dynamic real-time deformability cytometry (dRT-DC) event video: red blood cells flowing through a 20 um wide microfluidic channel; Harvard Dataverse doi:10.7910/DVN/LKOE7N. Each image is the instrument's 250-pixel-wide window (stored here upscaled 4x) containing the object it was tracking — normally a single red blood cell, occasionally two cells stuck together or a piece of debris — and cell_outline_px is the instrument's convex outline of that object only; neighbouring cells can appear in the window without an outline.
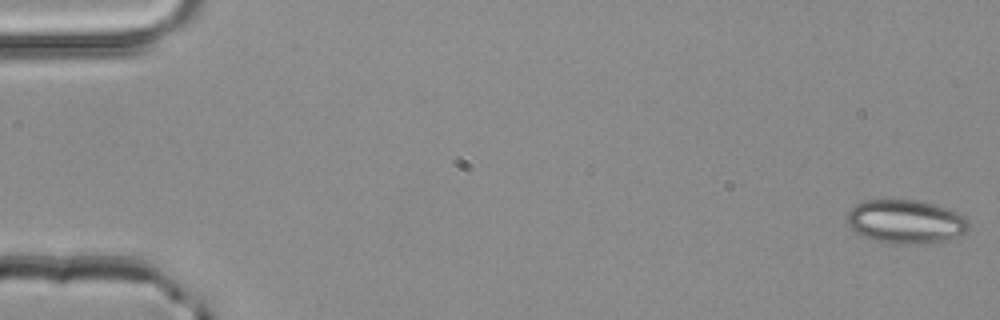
{"species": "common noctule bat (a hibernating species)", "species_latin": "Nyctalus noctula", "temperature_condition": "room temperature", "stored_images_in_passage": 48, "camera_frame_rate_fps": 3000, "um_per_image_px": 0.085, "animal": {"sex": "male", "body_mass_g": 20.4}, "frame": {"image": 1, "passage_image": 1, "time_ms": 0.0, "image_size_px": [1000, 320], "cell_outline_px": [[968, 232], [944, 240], [924, 244], [896, 244], [876, 240], [864, 236], [856, 232], [848, 224], [848, 212], [856, 204], [864, 200], [916, 200], [936, 204], [948, 208], [964, 216], [968, 220]], "centroid_in_image_um": [77.01, 18.83], "position_along_channel_um": 8.0, "area_um2": 30.87}}
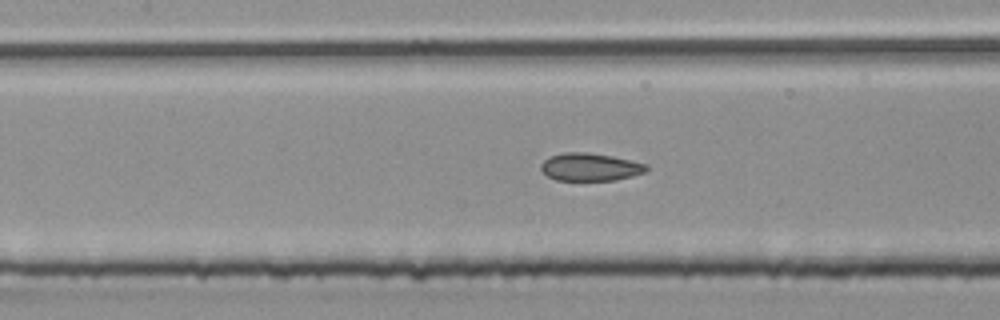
{"frame": {"image": 2, "passage_image": 24, "time_ms": 7.667, "image_size_px": [1000, 320], "cell_outline_px": [[648, 172], [616, 180], [556, 180], [548, 176], [540, 168], [540, 164], [548, 156], [564, 152], [588, 152], [612, 156], [648, 164]], "centroid_in_image_um": [50.18, 14.19], "position_along_channel_um": 157.2, "area_um2": 17.22}}
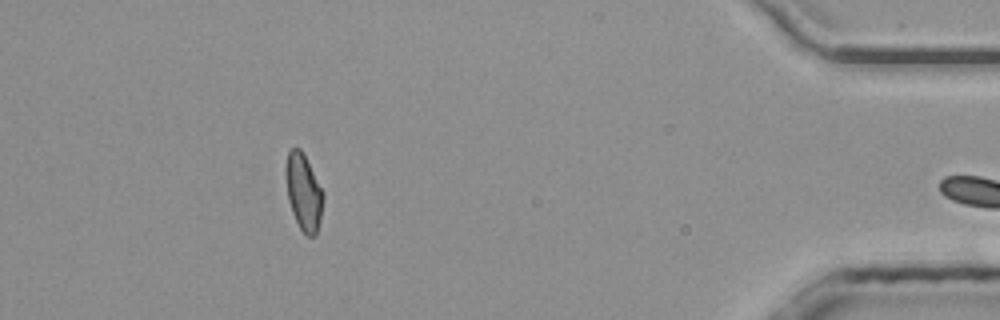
{"frame": {"image": 3, "passage_image": 47, "time_ms": 15.333, "image_size_px": [1000, 320], "cell_outline_px": [[324, 196], [316, 236], [308, 236], [300, 228], [292, 212], [288, 200], [284, 172], [284, 168], [288, 152], [292, 148], [300, 148], [324, 192]], "centroid_in_image_um": [25.78, 16.31], "position_along_channel_um": 409.4, "area_um2": 16.59}, "authors_computed_cell_mechanics": {"area_um2": 17.5134, "velocity_mm_per_s": 4.0613, "shape_relaxation_time_tau1_ms": null, "shape_relaxation_time_tau2_ms": 1.9939, "deformation_change_tau1": null, "deformation_change_tau2": 0.0865}}